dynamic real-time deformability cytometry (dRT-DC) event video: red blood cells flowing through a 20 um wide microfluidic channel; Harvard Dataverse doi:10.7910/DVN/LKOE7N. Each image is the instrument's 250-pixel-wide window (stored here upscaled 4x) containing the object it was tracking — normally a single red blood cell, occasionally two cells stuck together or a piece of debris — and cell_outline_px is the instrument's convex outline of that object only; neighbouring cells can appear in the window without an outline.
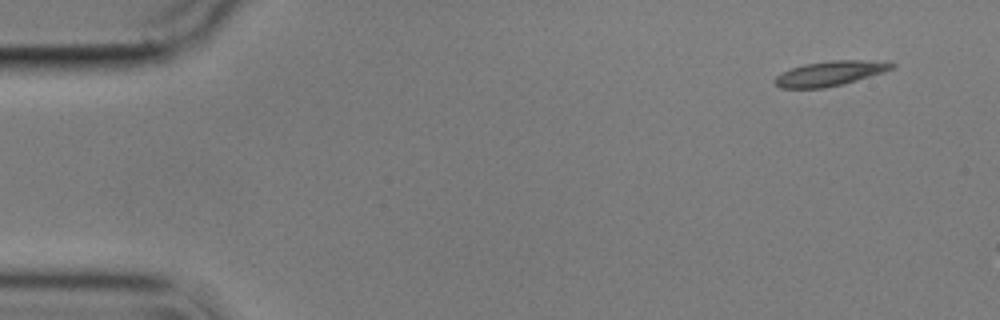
{"species": "common noctule bat (a hibernating species)", "species_latin": "Nyctalus noctula", "temperature_condition": "cold", "stored_images_in_passage": 8, "camera_frame_rate_fps": 3000, "um_per_image_px": 0.085, "animal": {"sex": "male", "body_mass_g": 17.9}, "frame": {"image": 1, "passage_image": 1, "time_ms": 0.0, "image_size_px": [1000, 320], "cell_outline_px": [[896, 64], [892, 68], [884, 72], [856, 80], [824, 88], [780, 88], [772, 80], [776, 76], [792, 68], [804, 64], [832, 60], [860, 60]], "centroid_in_image_um": [70.48, 6.25], "position_along_channel_um": 14.5, "area_um2": 16.47}}
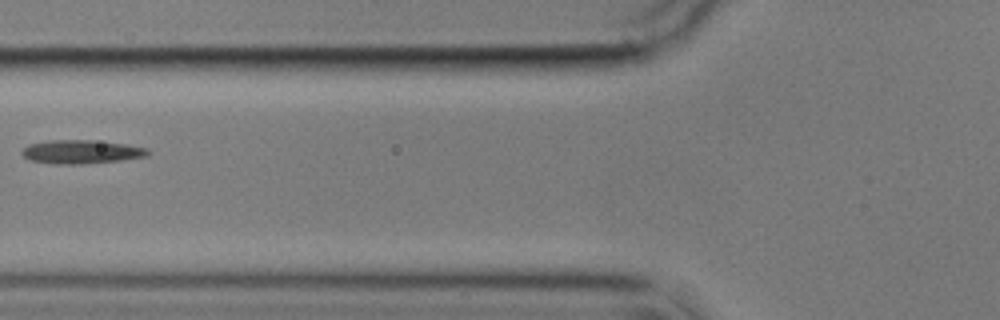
{"frame": {"image": 2, "passage_image": 6, "time_ms": 6.0, "image_size_px": [1000, 320], "cell_outline_px": [[152, 152], [148, 156], [120, 160], [80, 164], [56, 164], [32, 160], [24, 156], [20, 152], [28, 144], [48, 140], [92, 140], [124, 144], [148, 148]], "centroid_in_image_um": [6.93, 12.9], "position_along_channel_um": 118.9, "area_um2": 17.28}}
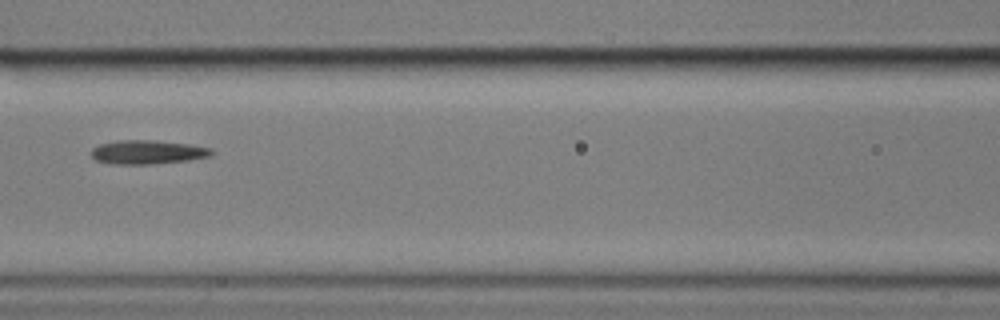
{"frame": {"image": 3, "passage_image": 7, "time_ms": 7.0, "image_size_px": [1000, 320], "cell_outline_px": [[212, 156], [188, 160], [152, 164], [116, 164], [96, 160], [92, 156], [92, 148], [100, 144], [116, 140], [152, 140], [188, 144], [212, 148]], "centroid_in_image_um": [12.55, 12.92], "position_along_channel_um": 154.1, "area_um2": 16.65}}